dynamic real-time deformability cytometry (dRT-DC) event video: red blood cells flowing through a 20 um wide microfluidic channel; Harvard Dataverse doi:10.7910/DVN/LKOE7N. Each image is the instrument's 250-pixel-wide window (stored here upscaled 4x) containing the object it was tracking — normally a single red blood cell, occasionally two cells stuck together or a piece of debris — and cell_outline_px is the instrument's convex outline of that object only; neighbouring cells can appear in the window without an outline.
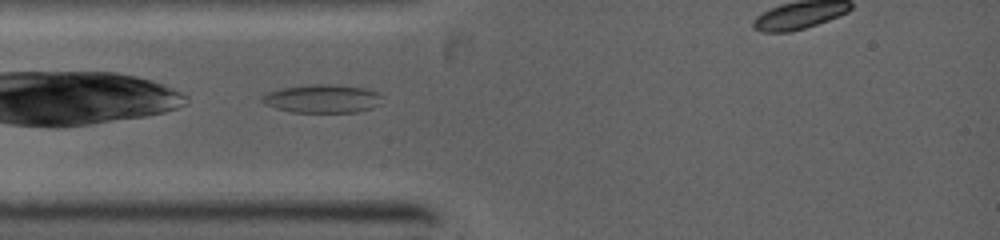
{"species": "common noctule bat (a hibernating species)", "species_latin": "Nyctalus noctula", "temperature_condition": "warm", "stored_images_in_passage": 3, "segment_of_instrument_passage": [1, 2], "camera_frame_rate_fps": 5000, "um_per_image_px": 0.085, "animal": {"sex": "female", "body_mass_g": 19.0, "forearm_length_mm": 53.3}, "frame": {"image": 1, "passage_image": 2, "time_ms": 0.6, "image_size_px": [1000, 240], "cell_outline_px": [[384, 96], [380, 104], [372, 108], [356, 112], [292, 112], [276, 108], [264, 104], [260, 100], [260, 96], [268, 92], [280, 88], [308, 84], [336, 84], [364, 88], [376, 92]], "centroid_in_image_um": [27.39, 8.38], "position_along_channel_um": 57.6, "area_um2": 20.11}}